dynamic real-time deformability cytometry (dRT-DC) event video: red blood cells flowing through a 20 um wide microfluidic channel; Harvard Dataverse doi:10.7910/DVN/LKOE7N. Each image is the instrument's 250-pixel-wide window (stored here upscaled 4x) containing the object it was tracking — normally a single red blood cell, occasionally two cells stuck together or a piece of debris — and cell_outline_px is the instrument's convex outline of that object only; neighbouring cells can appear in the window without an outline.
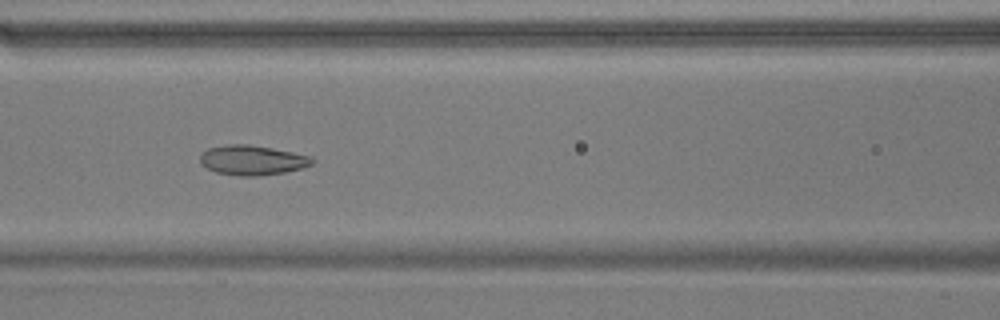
{"species": "common noctule bat (a hibernating species)", "species_latin": "Nyctalus noctula", "temperature_condition": "warm", "stored_images_in_passage": 56, "segment_of_instrument_passage": [1, 2], "camera_frame_rate_fps": 3000, "um_per_image_px": 0.085, "animal": {"sex": "male", "body_mass_g": 17.9}, "frame": {"image": 1, "passage_image": 24, "time_ms": 7.667, "image_size_px": [1000, 320], "cell_outline_px": [[316, 160], [312, 164], [300, 168], [284, 172], [256, 176], [240, 176], [216, 172], [200, 164], [200, 156], [208, 148], [228, 144], [248, 144], [272, 148], [292, 152], [308, 156]], "centroid_in_image_um": [21.42, 13.61], "position_along_channel_um": 145.2, "area_um2": 19.25}}
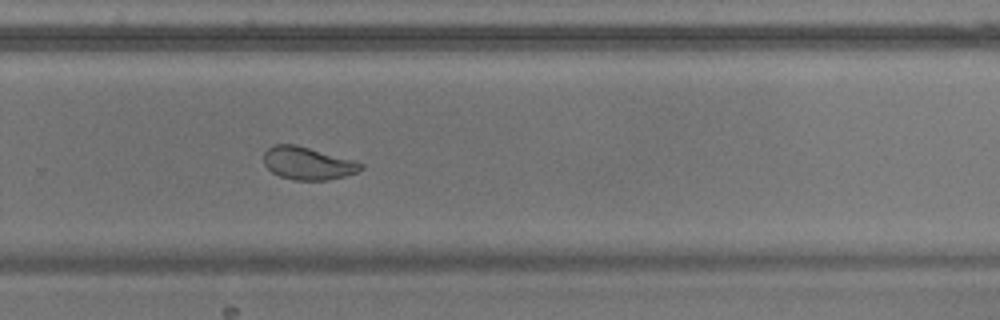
{"frame": {"image": 2, "passage_image": 37, "time_ms": 12.0, "image_size_px": [1000, 320], "cell_outline_px": [[364, 168], [356, 172], [344, 176], [328, 180], [292, 180], [280, 176], [272, 172], [264, 164], [264, 152], [272, 144], [296, 144], [356, 160], [364, 164]], "centroid_in_image_um": [26.17, 13.87], "position_along_channel_um": 303.6, "area_um2": 18.73}}
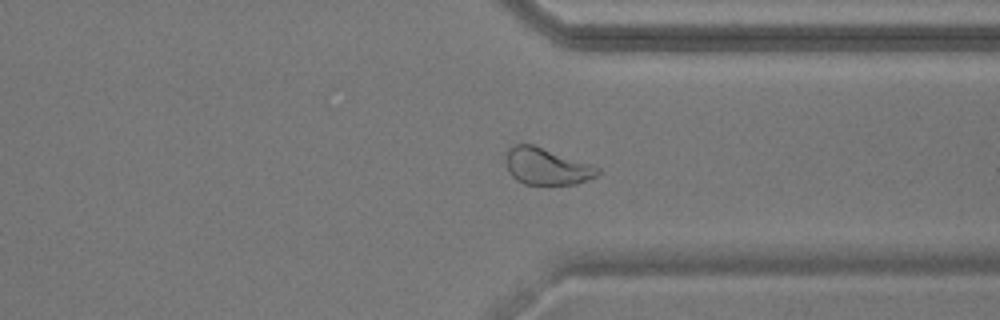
{"frame": {"image": 3, "passage_image": 42, "time_ms": 13.667, "image_size_px": [1000, 320], "cell_outline_px": [[600, 172], [596, 176], [576, 184], [524, 184], [516, 180], [508, 172], [504, 160], [508, 148], [516, 144], [532, 144], [592, 164], [600, 168]], "centroid_in_image_um": [46.43, 14.14], "position_along_channel_um": 365.0, "area_um2": 19.77}}